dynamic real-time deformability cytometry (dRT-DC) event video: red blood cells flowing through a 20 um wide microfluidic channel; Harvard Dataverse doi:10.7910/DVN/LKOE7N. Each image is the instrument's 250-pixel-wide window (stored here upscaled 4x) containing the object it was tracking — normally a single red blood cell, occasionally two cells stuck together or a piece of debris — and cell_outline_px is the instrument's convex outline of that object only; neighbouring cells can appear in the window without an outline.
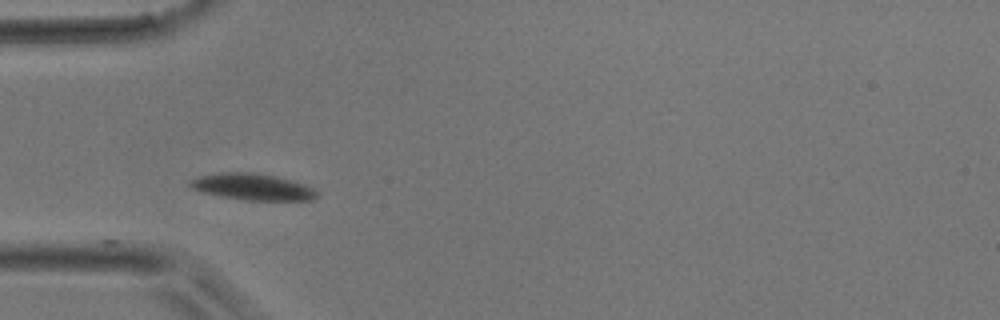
{"species": "common noctule bat (a hibernating species)", "species_latin": "Nyctalus noctula", "temperature_condition": "room temperature", "stored_images_in_passage": 6, "camera_frame_rate_fps": 3000, "um_per_image_px": 0.085, "animal": {"sex": "male", "body_mass_g": 17.9}, "frame": {"image": 1, "passage_image": 1, "time_ms": 0.0, "image_size_px": [1000, 320], "cell_outline_px": [[320, 196], [312, 200], [248, 200], [220, 196], [200, 192], [192, 188], [188, 184], [188, 180], [200, 176], [220, 172], [244, 172], [276, 176], [292, 180], [304, 184], [320, 192]], "centroid_in_image_um": [21.47, 15.88], "position_along_channel_um": 63.5, "area_um2": 19.65}}
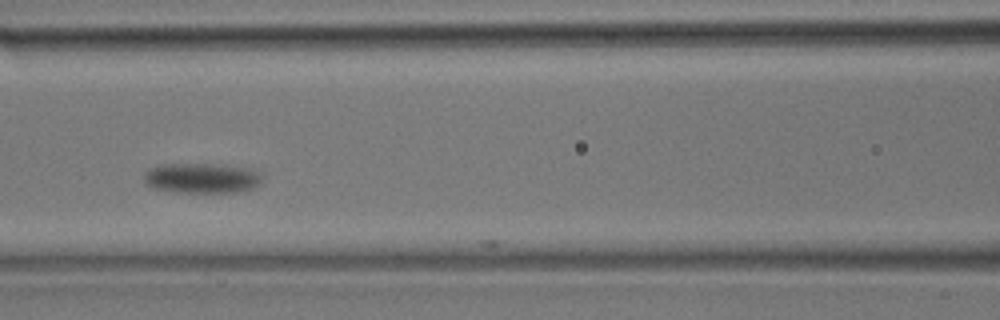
{"frame": {"image": 2, "passage_image": 3, "time_ms": 0.667, "image_size_px": [1000, 320], "cell_outline_px": [[264, 176], [260, 184], [252, 188], [236, 192], [176, 192], [156, 188], [148, 184], [144, 180], [144, 172], [148, 168], [160, 164], [228, 164], [248, 168], [264, 172]], "centroid_in_image_um": [17.22, 15.11], "position_along_channel_um": 149.4, "area_um2": 21.1}}
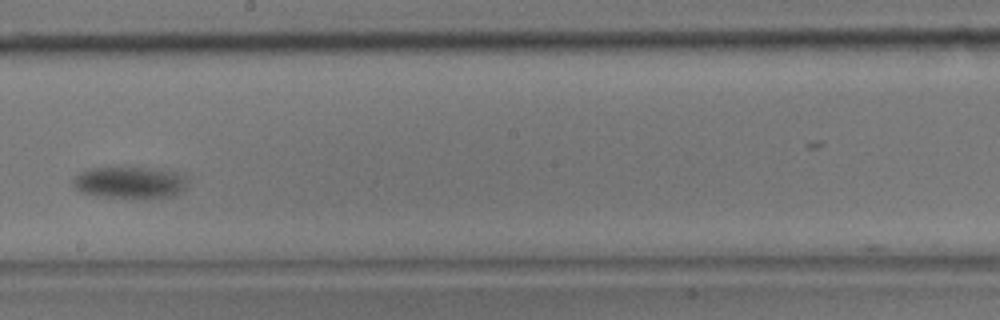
{"frame": {"image": 3, "passage_image": 5, "time_ms": 1.333, "image_size_px": [1000, 320], "cell_outline_px": [[184, 188], [180, 192], [172, 196], [100, 196], [80, 192], [72, 188], [72, 180], [80, 172], [92, 168], [140, 168], [176, 172], [184, 176]], "centroid_in_image_um": [10.92, 15.5], "position_along_channel_um": 237.3, "area_um2": 20.23}}